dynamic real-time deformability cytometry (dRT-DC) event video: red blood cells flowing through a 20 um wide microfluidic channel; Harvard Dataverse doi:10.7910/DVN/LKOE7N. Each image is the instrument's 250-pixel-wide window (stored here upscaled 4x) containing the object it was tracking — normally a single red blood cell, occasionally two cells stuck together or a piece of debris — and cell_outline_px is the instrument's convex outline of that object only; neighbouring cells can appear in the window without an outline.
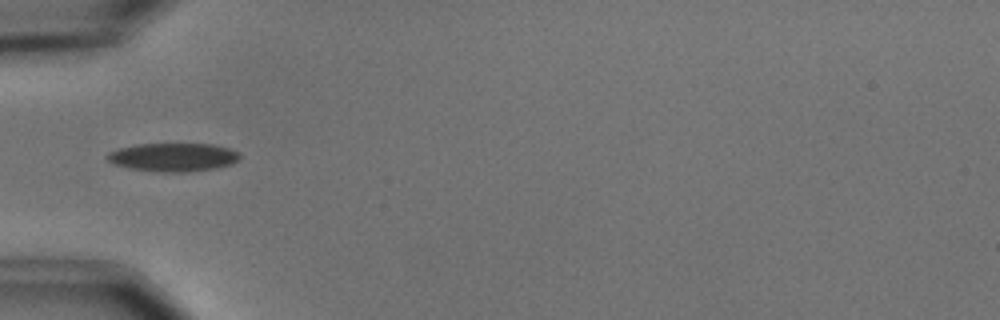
{"species": "common noctule bat (a hibernating species)", "species_latin": "Nyctalus noctula", "temperature_condition": "cold", "stored_images_in_passage": 6, "camera_frame_rate_fps": 3000, "um_per_image_px": 0.085, "animal": {"sex": "male", "body_mass_g": 15.6}, "frame": {"image": 1, "passage_image": 3, "time_ms": 3.333, "image_size_px": [1000, 320], "cell_outline_px": [[240, 160], [232, 164], [216, 168], [188, 172], [160, 172], [128, 168], [112, 164], [104, 156], [108, 152], [120, 148], [136, 144], [212, 144], [228, 148], [240, 152]], "centroid_in_image_um": [14.72, 13.37], "position_along_channel_um": 70.3, "area_um2": 22.2}}
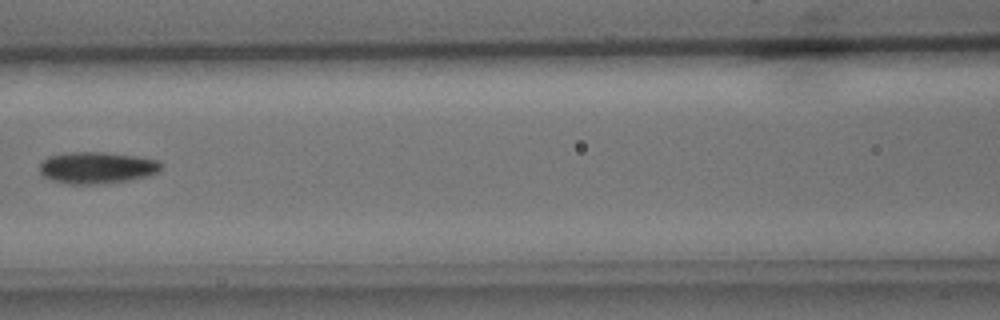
{"frame": {"image": 2, "passage_image": 5, "time_ms": 5.667, "image_size_px": [1000, 320], "cell_outline_px": [[164, 168], [160, 172], [148, 176], [128, 180], [104, 184], [68, 184], [52, 180], [44, 176], [40, 172], [40, 164], [48, 156], [68, 152], [104, 152], [132, 156], [156, 160], [164, 164]], "centroid_in_image_um": [8.26, 14.26], "position_along_channel_um": 158.3, "area_um2": 22.54}}
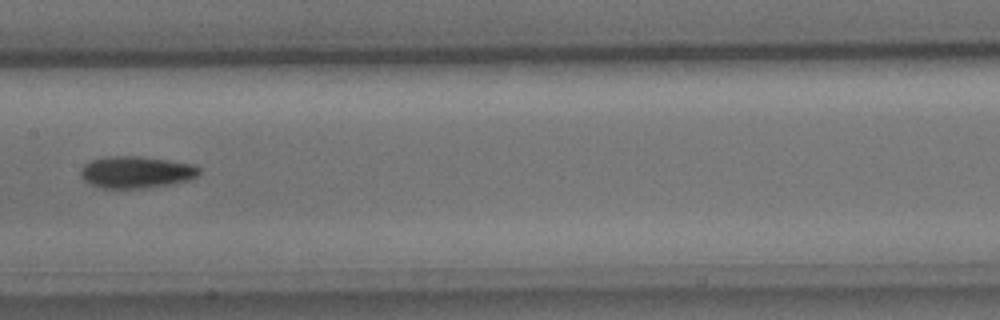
{"frame": {"image": 3, "passage_image": 6, "time_ms": 6.667, "image_size_px": [1000, 320], "cell_outline_px": [[200, 172], [196, 176], [188, 180], [168, 184], [144, 188], [104, 188], [92, 184], [84, 180], [80, 176], [80, 168], [84, 164], [92, 160], [104, 156], [140, 156], [196, 164], [200, 168]], "centroid_in_image_um": [11.57, 14.61], "position_along_channel_um": 195.8, "area_um2": 22.02}}